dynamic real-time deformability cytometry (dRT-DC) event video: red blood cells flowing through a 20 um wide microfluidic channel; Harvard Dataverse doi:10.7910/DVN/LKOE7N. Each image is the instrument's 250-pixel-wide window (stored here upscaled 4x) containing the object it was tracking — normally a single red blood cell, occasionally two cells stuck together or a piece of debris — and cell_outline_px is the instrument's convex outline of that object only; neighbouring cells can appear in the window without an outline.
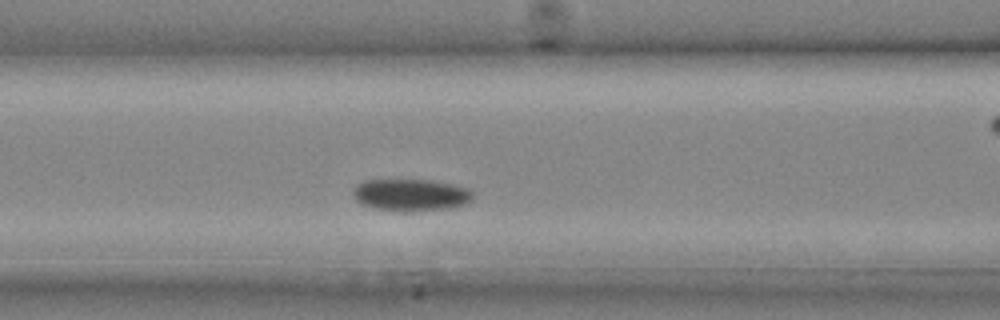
{"species": "common noctule bat (a hibernating species)", "species_latin": "Nyctalus noctula", "temperature_condition": "cold", "stored_images_in_passage": 10, "segment_of_instrument_passage": [1, 2], "camera_frame_rate_fps": 3000, "um_per_image_px": 0.085, "animal": {"sex": "male", "body_mass_g": 20.4}, "frame": {"image": 1, "passage_image": 7, "time_ms": 2.0, "image_size_px": [1000, 320], "cell_outline_px": [[472, 200], [468, 204], [448, 208], [372, 208], [360, 204], [356, 200], [352, 192], [356, 184], [364, 180], [428, 180], [468, 188], [472, 192]], "centroid_in_image_um": [34.89, 16.52], "position_along_channel_um": 131.7, "area_um2": 21.33}}
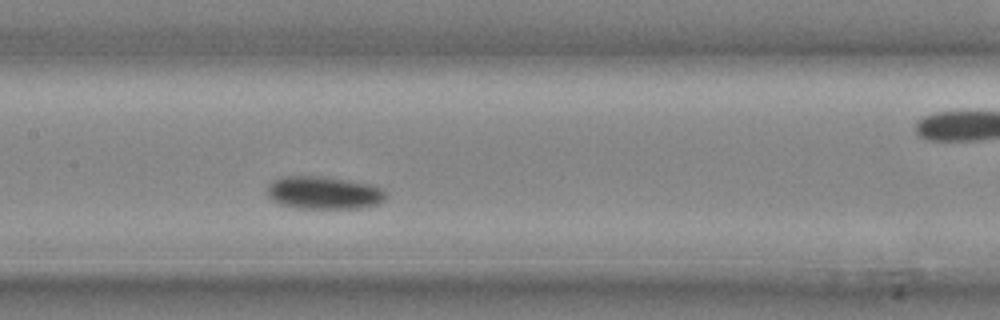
{"frame": {"image": 2, "passage_image": 9, "time_ms": 2.667, "image_size_px": [1000, 320], "cell_outline_px": [[384, 200], [376, 204], [364, 208], [296, 208], [280, 204], [272, 200], [268, 196], [268, 184], [276, 180], [288, 176], [312, 176], [344, 180], [368, 184], [384, 188]], "centroid_in_image_um": [27.51, 16.4], "position_along_channel_um": 179.9, "area_um2": 22.25}}